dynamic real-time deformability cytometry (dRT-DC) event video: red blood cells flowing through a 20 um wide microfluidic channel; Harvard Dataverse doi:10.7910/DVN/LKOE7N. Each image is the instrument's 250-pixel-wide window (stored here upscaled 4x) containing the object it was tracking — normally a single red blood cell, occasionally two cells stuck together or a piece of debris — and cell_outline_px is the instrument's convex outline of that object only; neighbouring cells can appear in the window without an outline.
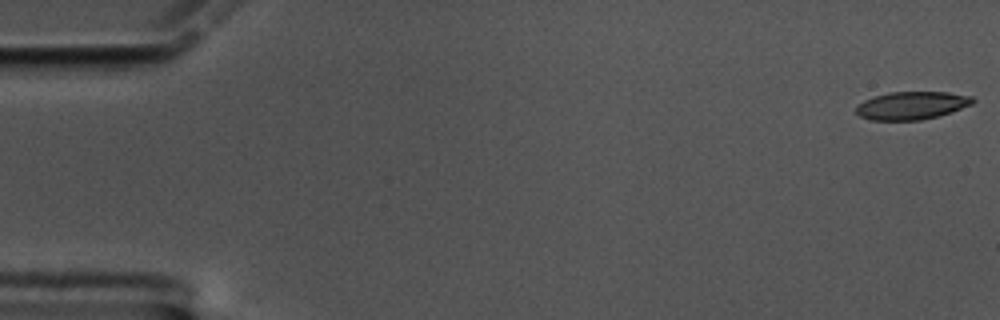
{"species": "common noctule bat (a hibernating species)", "species_latin": "Nyctalus noctula", "temperature_condition": "cold", "stored_images_in_passage": 59, "camera_frame_rate_fps": 3000, "um_per_image_px": 0.085, "animal": {"sex": "male", "body_mass_g": 17.5, "forearm_length_mm": 52.3}, "frame": {"image": 1, "passage_image": 1, "time_ms": 0.0, "image_size_px": [1000, 320], "cell_outline_px": [[976, 100], [972, 104], [936, 116], [920, 120], [872, 120], [860, 116], [856, 112], [856, 108], [864, 100], [888, 92], [948, 92], [972, 96]], "centroid_in_image_um": [77.5, 8.96], "position_along_channel_um": 7.5, "area_um2": 18.67}}
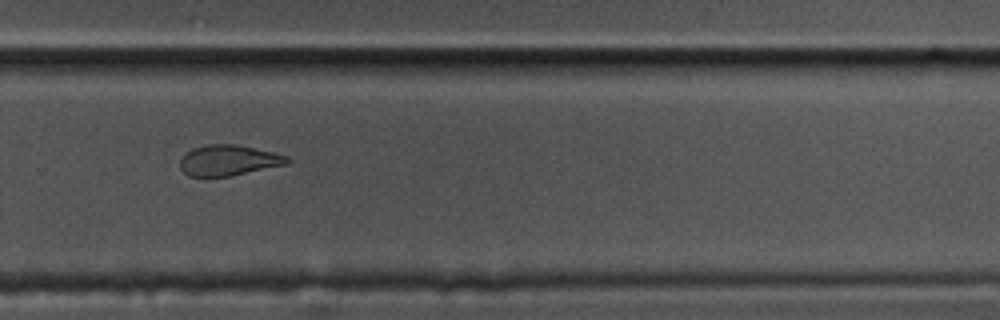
{"frame": {"image": 2, "passage_image": 40, "time_ms": 13.0, "image_size_px": [1000, 320], "cell_outline_px": [[292, 160], [288, 164], [228, 176], [188, 176], [180, 168], [180, 160], [192, 148], [208, 144], [236, 144], [272, 152], [288, 156]], "centroid_in_image_um": [19.44, 13.62], "position_along_channel_um": 310.4, "area_um2": 18.96}}
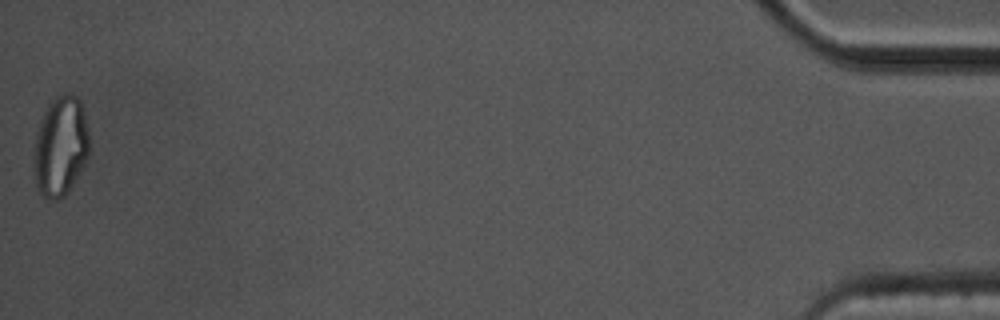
{"frame": {"image": 3, "passage_image": 59, "time_ms": 19.333, "image_size_px": [1000, 320], "cell_outline_px": [[88, 156], [80, 172], [64, 196], [56, 200], [48, 200], [36, 188], [32, 160], [36, 132], [40, 120], [48, 104], [56, 96], [64, 92], [68, 92], [76, 96], [80, 100], [84, 112], [88, 132]], "centroid_in_image_um": [5.11, 12.42], "position_along_channel_um": 430.1, "area_um2": 32.54}, "authors_computed_cell_mechanics": {"area_um2": 20.3456, "velocity_mm_per_s": 3.4029, "shape_relaxation_time_tau1_ms": 8.3719, "shape_relaxation_time_tau2_ms": 6.0156, "deformation_change_tau1": 0.2073, "deformation_change_tau2": 0.147}}